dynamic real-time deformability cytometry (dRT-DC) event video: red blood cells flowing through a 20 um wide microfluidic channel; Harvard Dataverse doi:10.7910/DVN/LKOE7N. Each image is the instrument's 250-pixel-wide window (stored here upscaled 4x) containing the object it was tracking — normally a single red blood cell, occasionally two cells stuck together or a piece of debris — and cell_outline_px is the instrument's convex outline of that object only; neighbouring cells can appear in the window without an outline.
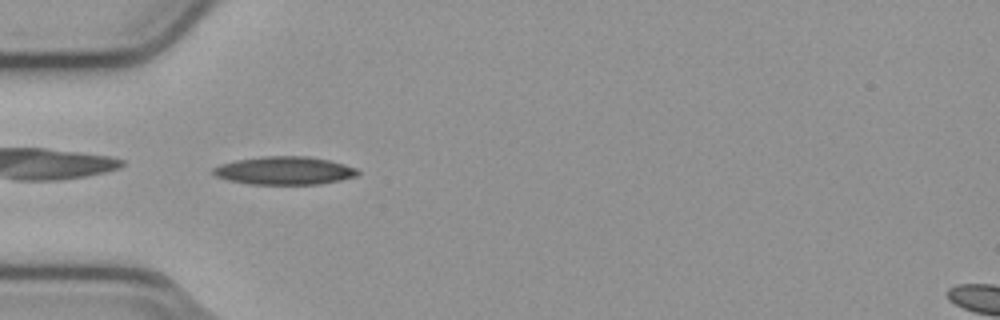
{"species": "common noctule bat (a hibernating species)", "species_latin": "Nyctalus noctula", "temperature_condition": "cold", "stored_images_in_passage": 38, "camera_frame_rate_fps": 3000, "um_per_image_px": 0.085, "animal": {"sex": "male", "body_mass_g": 23.1, "forearm_length_mm": 52.7}, "frame": {"image": 1, "passage_image": 1, "time_ms": 0.0, "image_size_px": [1000, 320], "cell_outline_px": [[360, 172], [356, 176], [340, 180], [320, 184], [252, 184], [228, 180], [216, 176], [212, 172], [212, 168], [220, 164], [236, 160], [264, 156], [304, 156], [328, 160], [344, 164], [356, 168]], "centroid_in_image_um": [24.16, 14.5], "position_along_channel_um": 60.8, "area_um2": 23.52}}
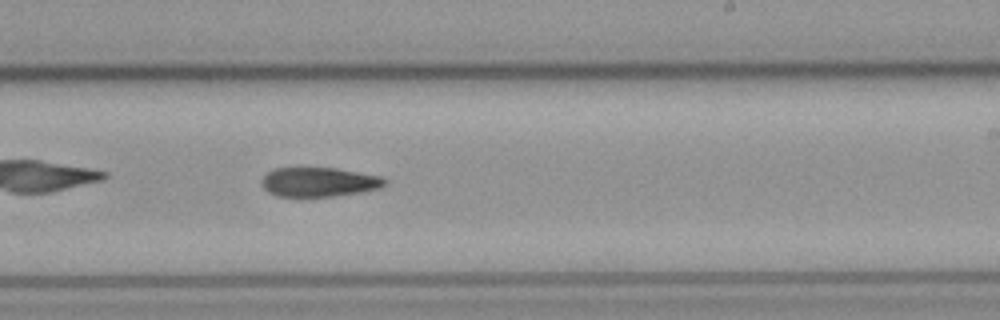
{"frame": {"image": 2, "passage_image": 17, "time_ms": 5.333, "image_size_px": [1000, 320], "cell_outline_px": [[388, 184], [380, 188], [360, 192], [336, 196], [276, 196], [268, 192], [264, 188], [260, 180], [268, 172], [276, 168], [336, 168], [380, 176], [388, 180]], "centroid_in_image_um": [27.13, 15.47], "position_along_channel_um": 261.9, "area_um2": 21.04}}
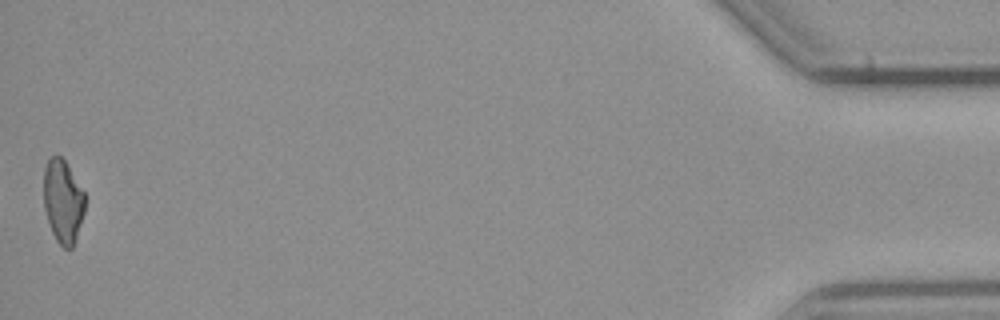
{"frame": {"image": 3, "passage_image": 38, "time_ms": 12.333, "image_size_px": [1000, 320], "cell_outline_px": [[84, 212], [72, 248], [64, 248], [56, 240], [52, 232], [44, 208], [44, 168], [48, 160], [52, 156], [60, 156], [64, 160], [84, 192]], "centroid_in_image_um": [5.33, 17.11], "position_along_channel_um": 429.9, "area_um2": 19.59}, "authors_computed_cell_mechanics": {"area_um2": 21.7906, "velocity_mm_per_s": 3.811, "shape_relaxation_time_tau1_ms": 7.5013, "shape_relaxation_time_tau2_ms": null, "deformation_change_tau1": 0.2002, "deformation_change_tau2": null}}